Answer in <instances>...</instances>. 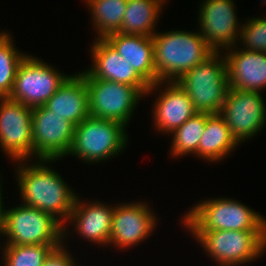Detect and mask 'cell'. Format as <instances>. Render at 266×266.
Segmentation results:
<instances>
[{
    "label": "cell",
    "instance_id": "obj_6",
    "mask_svg": "<svg viewBox=\"0 0 266 266\" xmlns=\"http://www.w3.org/2000/svg\"><path fill=\"white\" fill-rule=\"evenodd\" d=\"M79 74L88 89L89 115L127 125L137 104L149 87H134L123 83L94 78L87 70Z\"/></svg>",
    "mask_w": 266,
    "mask_h": 266
},
{
    "label": "cell",
    "instance_id": "obj_19",
    "mask_svg": "<svg viewBox=\"0 0 266 266\" xmlns=\"http://www.w3.org/2000/svg\"><path fill=\"white\" fill-rule=\"evenodd\" d=\"M104 39L149 85L157 83L152 36L114 32Z\"/></svg>",
    "mask_w": 266,
    "mask_h": 266
},
{
    "label": "cell",
    "instance_id": "obj_28",
    "mask_svg": "<svg viewBox=\"0 0 266 266\" xmlns=\"http://www.w3.org/2000/svg\"><path fill=\"white\" fill-rule=\"evenodd\" d=\"M64 245V246H63ZM65 243L60 246L53 248L51 252L44 259L42 266H76L78 265L71 252L66 250Z\"/></svg>",
    "mask_w": 266,
    "mask_h": 266
},
{
    "label": "cell",
    "instance_id": "obj_21",
    "mask_svg": "<svg viewBox=\"0 0 266 266\" xmlns=\"http://www.w3.org/2000/svg\"><path fill=\"white\" fill-rule=\"evenodd\" d=\"M239 143L219 114L206 113V126L201 136L197 157L207 162H221Z\"/></svg>",
    "mask_w": 266,
    "mask_h": 266
},
{
    "label": "cell",
    "instance_id": "obj_16",
    "mask_svg": "<svg viewBox=\"0 0 266 266\" xmlns=\"http://www.w3.org/2000/svg\"><path fill=\"white\" fill-rule=\"evenodd\" d=\"M90 201H83L77 194L67 222L74 224L77 235L79 234L88 242L107 246L111 235L115 204L112 206L98 200Z\"/></svg>",
    "mask_w": 266,
    "mask_h": 266
},
{
    "label": "cell",
    "instance_id": "obj_12",
    "mask_svg": "<svg viewBox=\"0 0 266 266\" xmlns=\"http://www.w3.org/2000/svg\"><path fill=\"white\" fill-rule=\"evenodd\" d=\"M0 145L13 162L34 159L32 108L9 97L0 98Z\"/></svg>",
    "mask_w": 266,
    "mask_h": 266
},
{
    "label": "cell",
    "instance_id": "obj_10",
    "mask_svg": "<svg viewBox=\"0 0 266 266\" xmlns=\"http://www.w3.org/2000/svg\"><path fill=\"white\" fill-rule=\"evenodd\" d=\"M75 125L45 106L32 108V157L61 160L69 153Z\"/></svg>",
    "mask_w": 266,
    "mask_h": 266
},
{
    "label": "cell",
    "instance_id": "obj_15",
    "mask_svg": "<svg viewBox=\"0 0 266 266\" xmlns=\"http://www.w3.org/2000/svg\"><path fill=\"white\" fill-rule=\"evenodd\" d=\"M160 86L164 89H160ZM158 88L160 93L152 108L154 129L169 136L197 111L187 93L176 81H159L152 84L145 95L155 93Z\"/></svg>",
    "mask_w": 266,
    "mask_h": 266
},
{
    "label": "cell",
    "instance_id": "obj_29",
    "mask_svg": "<svg viewBox=\"0 0 266 266\" xmlns=\"http://www.w3.org/2000/svg\"><path fill=\"white\" fill-rule=\"evenodd\" d=\"M1 180H0V235L3 237H5V209L3 208L4 205H3V200H2V190H1ZM1 236H0V239H1Z\"/></svg>",
    "mask_w": 266,
    "mask_h": 266
},
{
    "label": "cell",
    "instance_id": "obj_9",
    "mask_svg": "<svg viewBox=\"0 0 266 266\" xmlns=\"http://www.w3.org/2000/svg\"><path fill=\"white\" fill-rule=\"evenodd\" d=\"M70 76L27 54L17 68L9 98L30 108L44 106Z\"/></svg>",
    "mask_w": 266,
    "mask_h": 266
},
{
    "label": "cell",
    "instance_id": "obj_8",
    "mask_svg": "<svg viewBox=\"0 0 266 266\" xmlns=\"http://www.w3.org/2000/svg\"><path fill=\"white\" fill-rule=\"evenodd\" d=\"M4 245H61L63 225L51 214L20 204L5 209Z\"/></svg>",
    "mask_w": 266,
    "mask_h": 266
},
{
    "label": "cell",
    "instance_id": "obj_11",
    "mask_svg": "<svg viewBox=\"0 0 266 266\" xmlns=\"http://www.w3.org/2000/svg\"><path fill=\"white\" fill-rule=\"evenodd\" d=\"M261 92L229 89L219 115L239 144L252 139L266 124V105Z\"/></svg>",
    "mask_w": 266,
    "mask_h": 266
},
{
    "label": "cell",
    "instance_id": "obj_7",
    "mask_svg": "<svg viewBox=\"0 0 266 266\" xmlns=\"http://www.w3.org/2000/svg\"><path fill=\"white\" fill-rule=\"evenodd\" d=\"M195 241L218 266H240L265 253L266 231H203Z\"/></svg>",
    "mask_w": 266,
    "mask_h": 266
},
{
    "label": "cell",
    "instance_id": "obj_22",
    "mask_svg": "<svg viewBox=\"0 0 266 266\" xmlns=\"http://www.w3.org/2000/svg\"><path fill=\"white\" fill-rule=\"evenodd\" d=\"M165 2V0H128L121 28L117 32L153 36Z\"/></svg>",
    "mask_w": 266,
    "mask_h": 266
},
{
    "label": "cell",
    "instance_id": "obj_3",
    "mask_svg": "<svg viewBox=\"0 0 266 266\" xmlns=\"http://www.w3.org/2000/svg\"><path fill=\"white\" fill-rule=\"evenodd\" d=\"M152 39L157 82L176 81L214 53L199 31L156 32Z\"/></svg>",
    "mask_w": 266,
    "mask_h": 266
},
{
    "label": "cell",
    "instance_id": "obj_18",
    "mask_svg": "<svg viewBox=\"0 0 266 266\" xmlns=\"http://www.w3.org/2000/svg\"><path fill=\"white\" fill-rule=\"evenodd\" d=\"M92 66L87 71L98 79L127 84L134 87H150V85L119 55L104 39L95 38L90 46Z\"/></svg>",
    "mask_w": 266,
    "mask_h": 266
},
{
    "label": "cell",
    "instance_id": "obj_23",
    "mask_svg": "<svg viewBox=\"0 0 266 266\" xmlns=\"http://www.w3.org/2000/svg\"><path fill=\"white\" fill-rule=\"evenodd\" d=\"M92 16V27L97 32L96 38L117 32L122 20L128 0H85Z\"/></svg>",
    "mask_w": 266,
    "mask_h": 266
},
{
    "label": "cell",
    "instance_id": "obj_20",
    "mask_svg": "<svg viewBox=\"0 0 266 266\" xmlns=\"http://www.w3.org/2000/svg\"><path fill=\"white\" fill-rule=\"evenodd\" d=\"M44 106L75 126L81 123L90 116L85 79L79 73L71 74Z\"/></svg>",
    "mask_w": 266,
    "mask_h": 266
},
{
    "label": "cell",
    "instance_id": "obj_5",
    "mask_svg": "<svg viewBox=\"0 0 266 266\" xmlns=\"http://www.w3.org/2000/svg\"><path fill=\"white\" fill-rule=\"evenodd\" d=\"M126 126L120 122L89 116L75 126L73 142L67 156L85 163H98L116 157L128 144Z\"/></svg>",
    "mask_w": 266,
    "mask_h": 266
},
{
    "label": "cell",
    "instance_id": "obj_2",
    "mask_svg": "<svg viewBox=\"0 0 266 266\" xmlns=\"http://www.w3.org/2000/svg\"><path fill=\"white\" fill-rule=\"evenodd\" d=\"M183 227L197 238L203 231H266V219L244 203L231 198H208L182 216Z\"/></svg>",
    "mask_w": 266,
    "mask_h": 266
},
{
    "label": "cell",
    "instance_id": "obj_4",
    "mask_svg": "<svg viewBox=\"0 0 266 266\" xmlns=\"http://www.w3.org/2000/svg\"><path fill=\"white\" fill-rule=\"evenodd\" d=\"M222 52H214L179 79L197 112L219 114L229 90L227 64Z\"/></svg>",
    "mask_w": 266,
    "mask_h": 266
},
{
    "label": "cell",
    "instance_id": "obj_1",
    "mask_svg": "<svg viewBox=\"0 0 266 266\" xmlns=\"http://www.w3.org/2000/svg\"><path fill=\"white\" fill-rule=\"evenodd\" d=\"M52 162L56 160H36L33 163L31 161V164L30 160L14 162L19 164L15 169V176L22 204L56 218L63 225L65 239L69 235V228H66L67 220L77 194L55 169L48 167Z\"/></svg>",
    "mask_w": 266,
    "mask_h": 266
},
{
    "label": "cell",
    "instance_id": "obj_13",
    "mask_svg": "<svg viewBox=\"0 0 266 266\" xmlns=\"http://www.w3.org/2000/svg\"><path fill=\"white\" fill-rule=\"evenodd\" d=\"M198 14L199 33L214 52L238 45L242 25L237 21L234 0L201 1Z\"/></svg>",
    "mask_w": 266,
    "mask_h": 266
},
{
    "label": "cell",
    "instance_id": "obj_26",
    "mask_svg": "<svg viewBox=\"0 0 266 266\" xmlns=\"http://www.w3.org/2000/svg\"><path fill=\"white\" fill-rule=\"evenodd\" d=\"M60 245H5L2 249L3 266H42L53 248Z\"/></svg>",
    "mask_w": 266,
    "mask_h": 266
},
{
    "label": "cell",
    "instance_id": "obj_14",
    "mask_svg": "<svg viewBox=\"0 0 266 266\" xmlns=\"http://www.w3.org/2000/svg\"><path fill=\"white\" fill-rule=\"evenodd\" d=\"M148 203L121 202L115 204L109 246L129 249L148 238L157 226V216Z\"/></svg>",
    "mask_w": 266,
    "mask_h": 266
},
{
    "label": "cell",
    "instance_id": "obj_17",
    "mask_svg": "<svg viewBox=\"0 0 266 266\" xmlns=\"http://www.w3.org/2000/svg\"><path fill=\"white\" fill-rule=\"evenodd\" d=\"M222 53L227 64L229 89L262 93L266 88V52H251L236 45Z\"/></svg>",
    "mask_w": 266,
    "mask_h": 266
},
{
    "label": "cell",
    "instance_id": "obj_27",
    "mask_svg": "<svg viewBox=\"0 0 266 266\" xmlns=\"http://www.w3.org/2000/svg\"><path fill=\"white\" fill-rule=\"evenodd\" d=\"M242 22L238 42L242 49L251 52H266V18L253 17Z\"/></svg>",
    "mask_w": 266,
    "mask_h": 266
},
{
    "label": "cell",
    "instance_id": "obj_24",
    "mask_svg": "<svg viewBox=\"0 0 266 266\" xmlns=\"http://www.w3.org/2000/svg\"><path fill=\"white\" fill-rule=\"evenodd\" d=\"M206 126V112H197L172 134L170 154L173 157L197 156L201 136Z\"/></svg>",
    "mask_w": 266,
    "mask_h": 266
},
{
    "label": "cell",
    "instance_id": "obj_25",
    "mask_svg": "<svg viewBox=\"0 0 266 266\" xmlns=\"http://www.w3.org/2000/svg\"><path fill=\"white\" fill-rule=\"evenodd\" d=\"M11 35L5 31L0 35V98L10 96L17 68L27 55L16 48Z\"/></svg>",
    "mask_w": 266,
    "mask_h": 266
}]
</instances>
